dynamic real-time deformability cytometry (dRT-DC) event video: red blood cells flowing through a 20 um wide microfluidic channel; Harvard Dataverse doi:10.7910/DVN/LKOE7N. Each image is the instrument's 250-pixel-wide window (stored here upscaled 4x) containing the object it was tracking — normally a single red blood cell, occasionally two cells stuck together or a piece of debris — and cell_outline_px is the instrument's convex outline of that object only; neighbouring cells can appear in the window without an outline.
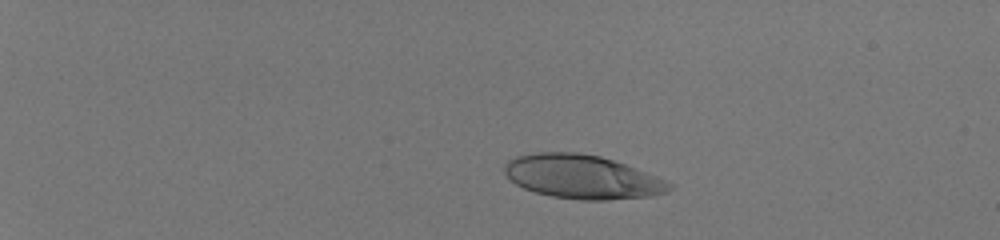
{"species": "human", "species_latin": "Homo sapiens", "temperature_condition": "room temperature", "stored_images_in_passage": 42, "camera_frame_rate_fps": 3000, "um_per_image_px": 0.085, "donor": {"sex": "male"}, "frame": {"image": 1, "passage_image": 1, "time_ms": 0.0, "image_size_px": [1000, 240], "cell_outline_px": [[672, 188], [668, 192], [648, 196], [608, 200], [580, 200], [552, 196], [536, 192], [524, 188], [516, 184], [504, 172], [504, 164], [508, 160], [516, 156], [536, 152], [580, 152], [600, 156], [624, 164], [656, 176], [672, 184]], "centroid_in_image_um": [49.46, 15.02], "position_along_channel_um": 35.5, "area_um2": 41.85}}
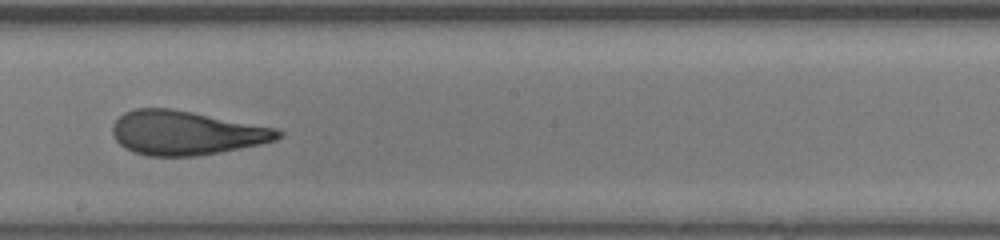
{"frame": {"image": 2, "passage_image": 24, "time_ms": 7.667, "image_size_px": [1000, 240], "cell_outline_px": [[284, 136], [276, 140], [240, 148], [196, 156], [148, 156], [132, 152], [124, 148], [116, 140], [112, 132], [112, 124], [124, 112], [132, 108], [172, 108], [276, 128], [284, 132]], "centroid_in_image_um": [15.79, 11.29], "position_along_channel_um": 232.4, "area_um2": 42.6}}
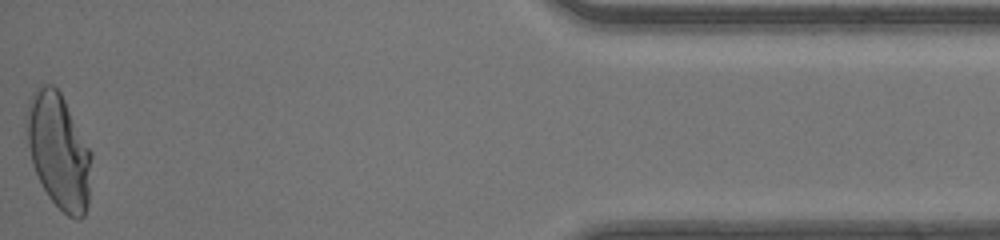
{"frame": {"image": 3, "passage_image": 42, "time_ms": 13.667, "image_size_px": [1000, 240], "cell_outline_px": [[92, 156], [88, 208], [84, 216], [80, 220], [76, 220], [68, 216], [48, 196], [32, 164], [24, 128], [24, 116], [32, 92], [40, 84], [52, 84], [60, 92], [92, 152]], "centroid_in_image_um": [4.98, 12.82], "position_along_channel_um": 430.2, "area_um2": 43.99}, "authors_computed_cell_mechanics": {"area_um2": 42.5408, "velocity_mm_per_s": 4.2097, "shape_relaxation_time_tau1_ms": 5.1639, "shape_relaxation_time_tau2_ms": 0.7912, "deformation_change_tau1": 0.2332, "deformation_change_tau2": 0.0884}}